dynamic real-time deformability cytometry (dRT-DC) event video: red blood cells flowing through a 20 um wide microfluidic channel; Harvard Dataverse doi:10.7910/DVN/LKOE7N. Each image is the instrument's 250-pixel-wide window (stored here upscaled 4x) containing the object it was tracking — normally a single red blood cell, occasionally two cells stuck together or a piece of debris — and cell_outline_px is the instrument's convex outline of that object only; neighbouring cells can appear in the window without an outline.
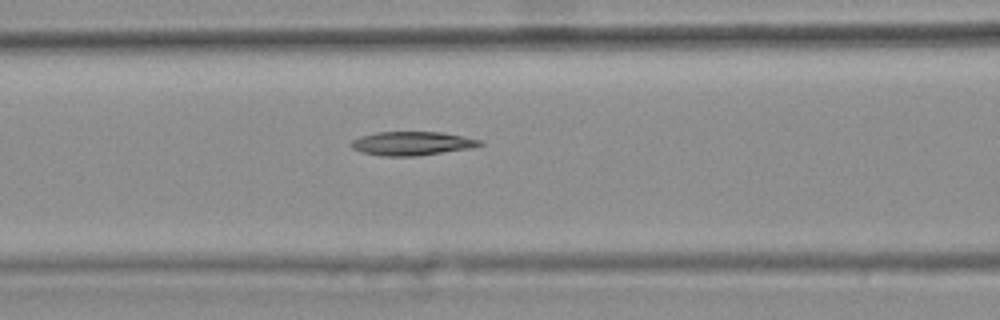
{"species": "common noctule bat (a hibernating species)", "species_latin": "Nyctalus noctula", "temperature_condition": "warm", "stored_images_in_passage": 37, "camera_frame_rate_fps": 3000, "um_per_image_px": 0.085, "animal": {"sex": "female", "body_mass_g": 25.1}, "frame": {"image": 1, "passage_image": 11, "time_ms": 3.333, "image_size_px": [1000, 320], "cell_outline_px": [[484, 144], [472, 148], [416, 156], [380, 156], [364, 152], [352, 148], [348, 144], [352, 140], [360, 136], [376, 132], [440, 132], [480, 140]], "centroid_in_image_um": [34.98, 12.19], "position_along_channel_um": 131.6, "area_um2": 17.74}}